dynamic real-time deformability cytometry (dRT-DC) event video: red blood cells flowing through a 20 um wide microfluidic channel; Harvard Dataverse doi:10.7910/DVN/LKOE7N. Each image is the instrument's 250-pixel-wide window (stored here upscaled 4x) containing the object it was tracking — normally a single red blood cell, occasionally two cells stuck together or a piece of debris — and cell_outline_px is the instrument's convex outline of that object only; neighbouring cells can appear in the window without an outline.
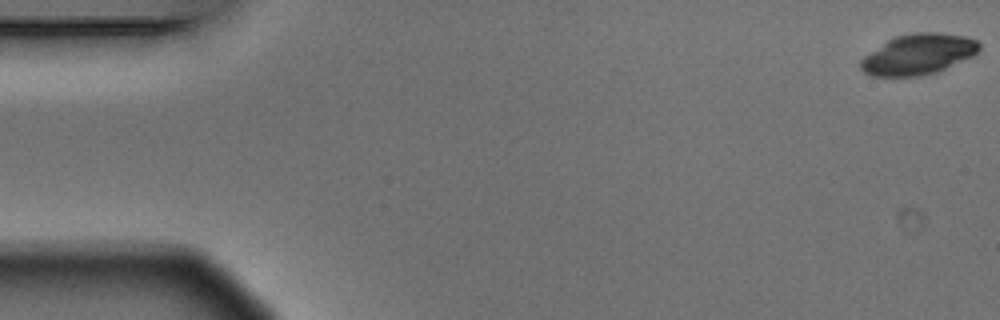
{"species": "Egyptian fruit bat (a non-hibernating species)", "species_latin": "Rousettus aegyptiacus", "temperature_condition": "warm", "stored_images_in_passage": 5, "camera_frame_rate_fps": 3000, "um_per_image_px": 0.085, "animal": {"sex": "male"}, "frame": {"image": 1, "passage_image": 1, "time_ms": 0.0, "image_size_px": [1000, 320], "cell_outline_px": [[980, 48], [972, 56], [936, 72], [920, 76], [872, 76], [864, 72], [860, 68], [860, 60], [864, 56], [888, 40], [896, 36], [916, 32], [936, 32], [964, 36], [976, 40], [980, 44]], "centroid_in_image_um": [78.03, 4.61], "position_along_channel_um": 7.0, "area_um2": 27.74}}
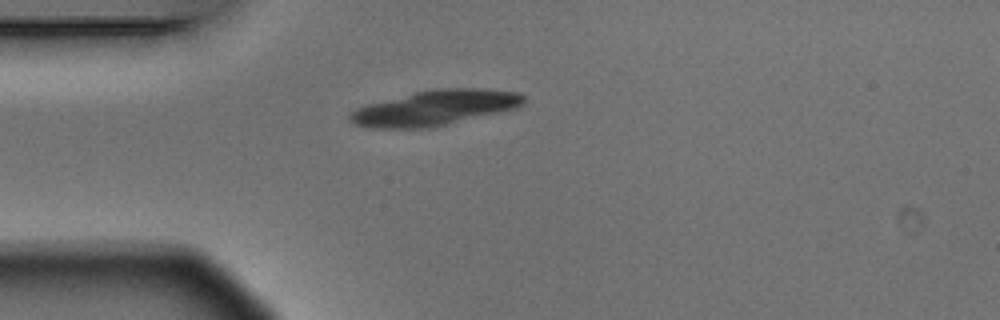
{"frame": {"image": 2, "passage_image": 5, "time_ms": 1.333, "image_size_px": [1000, 320], "cell_outline_px": [[524, 104], [520, 108], [428, 128], [368, 128], [356, 124], [348, 116], [356, 108], [368, 104], [432, 88], [480, 88], [520, 92], [524, 96]], "centroid_in_image_um": [37.04, 9.16], "position_along_channel_um": 48.0, "area_um2": 35.55}}